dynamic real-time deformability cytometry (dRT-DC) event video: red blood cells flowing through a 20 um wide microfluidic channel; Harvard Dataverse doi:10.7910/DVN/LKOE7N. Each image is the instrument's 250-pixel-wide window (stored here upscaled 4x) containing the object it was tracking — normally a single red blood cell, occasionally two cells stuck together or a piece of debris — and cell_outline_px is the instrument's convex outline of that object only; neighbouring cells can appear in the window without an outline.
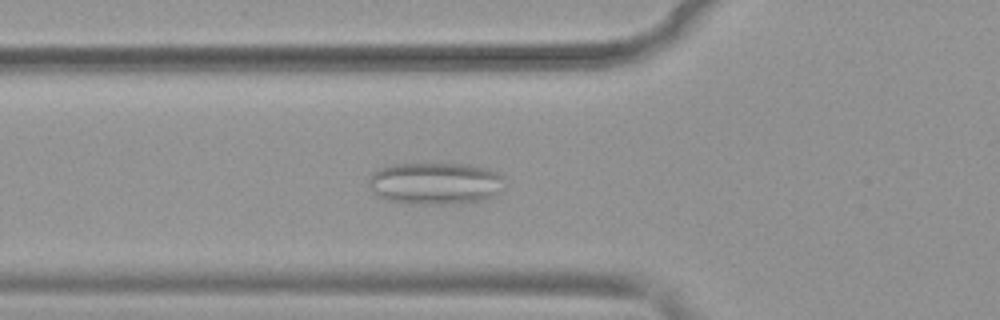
{"species": "common noctule bat (a hibernating species)", "species_latin": "Nyctalus noctula", "temperature_condition": "warm", "stored_images_in_passage": 53, "camera_frame_rate_fps": 3000, "um_per_image_px": 0.085, "animal": {"sex": "female", "body_mass_g": 19.9}, "frame": {"image": 1, "passage_image": 19, "time_ms": 6.0, "image_size_px": [1000, 320], "cell_outline_px": [[504, 188], [492, 196], [476, 200], [448, 204], [412, 204], [388, 200], [376, 196], [372, 192], [368, 184], [368, 180], [372, 172], [380, 168], [392, 164], [468, 164], [488, 168], [504, 176]], "centroid_in_image_um": [36.96, 15.58], "position_along_channel_um": 88.8, "area_um2": 33.47}}
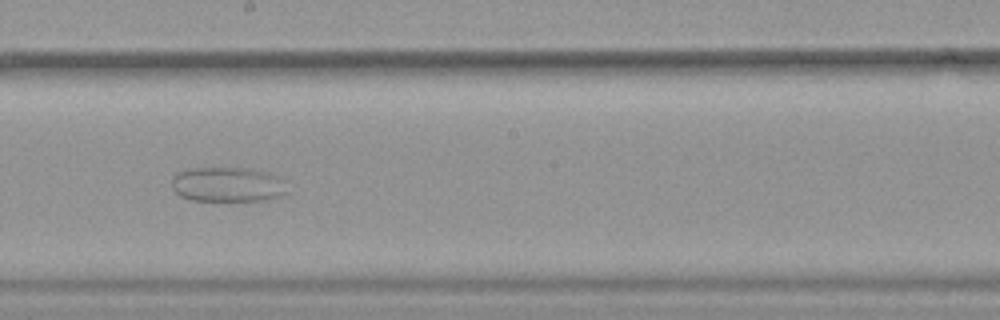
{"frame": {"image": 2, "passage_image": 30, "time_ms": 9.667, "image_size_px": [1000, 320], "cell_outline_px": [[288, 192], [280, 196], [264, 200], [192, 200], [180, 196], [172, 188], [172, 176], [176, 172], [192, 168], [248, 168], [268, 172], [284, 180]], "centroid_in_image_um": [19.34, 15.67], "position_along_channel_um": 228.9, "area_um2": 23.47}}
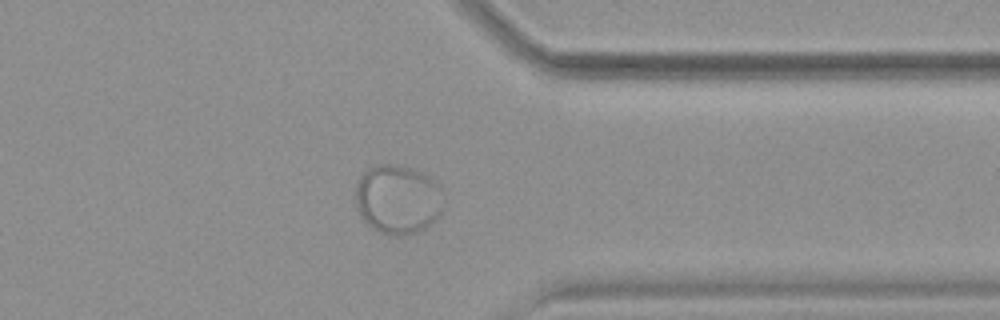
{"frame": {"image": 3, "passage_image": 42, "time_ms": 13.667, "image_size_px": [1000, 320], "cell_outline_px": [[440, 212], [436, 220], [424, 228], [416, 232], [404, 236], [388, 236], [372, 228], [360, 216], [356, 208], [356, 184], [360, 176], [368, 168], [380, 164], [396, 164], [412, 168], [428, 176], [440, 188]], "centroid_in_image_um": [33.75, 16.96], "position_along_channel_um": 377.6, "area_um2": 35.37}}